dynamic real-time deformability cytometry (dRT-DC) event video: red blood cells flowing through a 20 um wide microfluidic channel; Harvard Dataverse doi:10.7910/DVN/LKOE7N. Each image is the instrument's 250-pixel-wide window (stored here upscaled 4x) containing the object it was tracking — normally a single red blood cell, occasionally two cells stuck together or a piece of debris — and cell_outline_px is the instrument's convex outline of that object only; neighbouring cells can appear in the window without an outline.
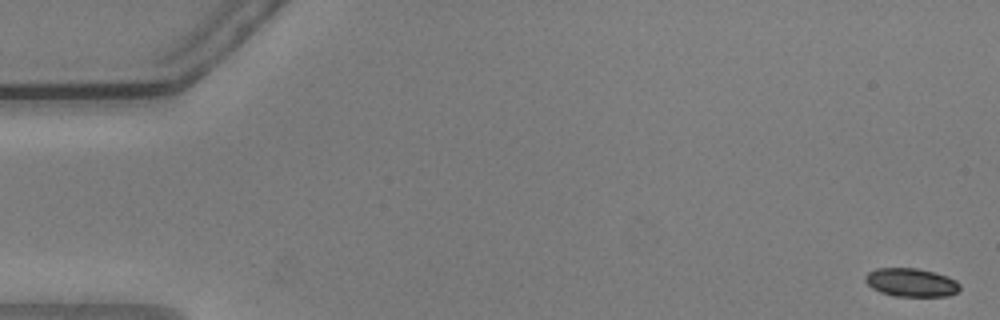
{"species": "common noctule bat (a hibernating species)", "species_latin": "Nyctalus noctula", "temperature_condition": "warm", "stored_images_in_passage": 52, "camera_frame_rate_fps": 3000, "um_per_image_px": 0.085, "animal": {"sex": "male", "body_mass_g": 20.5, "forearm_length_mm": 52.5}, "frame": {"image": 1, "passage_image": 1, "time_ms": 0.0, "image_size_px": [1000, 320], "cell_outline_px": [[960, 288], [956, 292], [948, 296], [892, 296], [880, 292], [872, 288], [864, 280], [864, 276], [868, 272], [876, 268], [916, 268], [936, 272], [948, 276], [956, 280], [960, 284]], "centroid_in_image_um": [77.44, 24.0], "position_along_channel_um": 7.6, "area_um2": 15.84}}
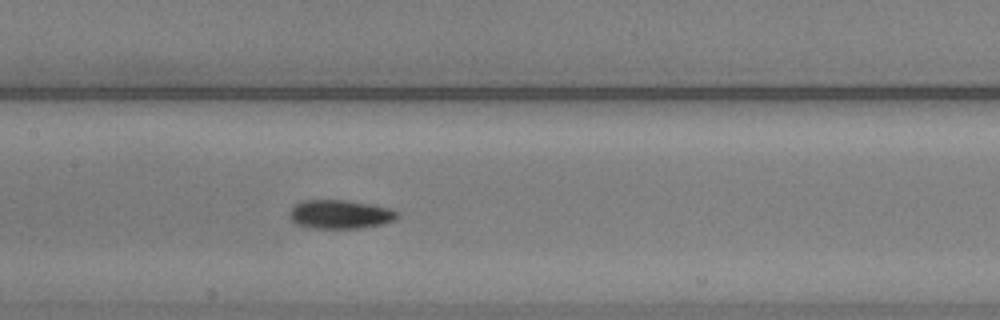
{"frame": {"image": 2, "passage_image": 27, "time_ms": 8.667, "image_size_px": [1000, 320], "cell_outline_px": [[400, 216], [384, 224], [360, 228], [308, 228], [296, 224], [288, 216], [288, 212], [296, 204], [304, 200], [348, 200], [372, 204], [392, 208]], "centroid_in_image_um": [28.9, 18.21], "position_along_channel_um": 178.5, "area_um2": 18.26}}
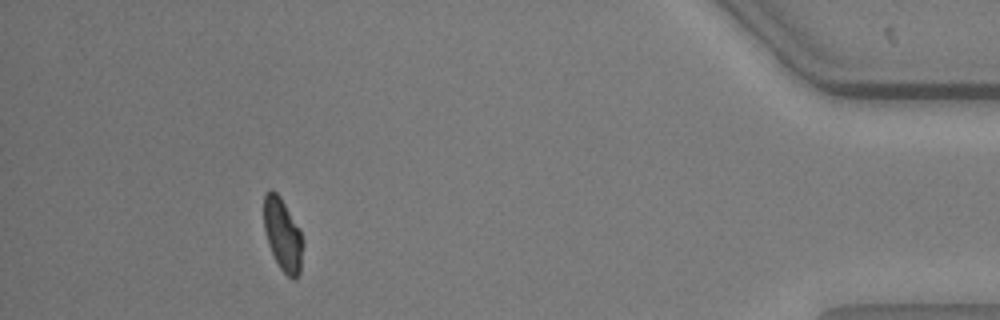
{"frame": {"image": 3, "passage_image": 51, "time_ms": 16.667, "image_size_px": [1000, 320], "cell_outline_px": [[304, 244], [300, 272], [296, 280], [292, 280], [280, 268], [268, 244], [264, 228], [264, 192], [268, 188], [272, 188], [280, 196], [300, 228]], "centroid_in_image_um": [24.05, 19.93], "position_along_channel_um": 411.2, "area_um2": 16.82}}